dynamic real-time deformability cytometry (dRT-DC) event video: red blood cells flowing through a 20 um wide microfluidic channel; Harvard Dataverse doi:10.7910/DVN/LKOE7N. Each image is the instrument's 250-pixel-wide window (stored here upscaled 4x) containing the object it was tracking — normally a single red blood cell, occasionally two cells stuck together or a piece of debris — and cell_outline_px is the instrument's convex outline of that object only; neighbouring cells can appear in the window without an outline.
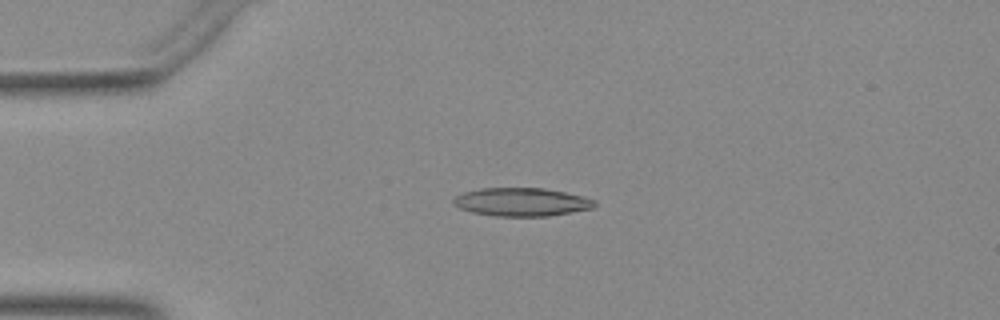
{"species": "Egyptian fruit bat (a non-hibernating species)", "species_latin": "Rousettus aegyptiacus", "temperature_condition": "warm", "stored_images_in_passage": 50, "camera_frame_rate_fps": 3000, "um_per_image_px": 0.085, "animal": {"sex": "female"}, "frame": {"image": 1, "passage_image": 12, "time_ms": 3.667, "image_size_px": [1000, 320], "cell_outline_px": [[596, 204], [592, 208], [548, 216], [496, 216], [472, 212], [460, 208], [452, 204], [452, 200], [456, 196], [464, 192], [480, 188], [544, 188], [584, 196], [596, 200]], "centroid_in_image_um": [44.32, 17.16], "position_along_channel_um": 40.7, "area_um2": 23.24}}
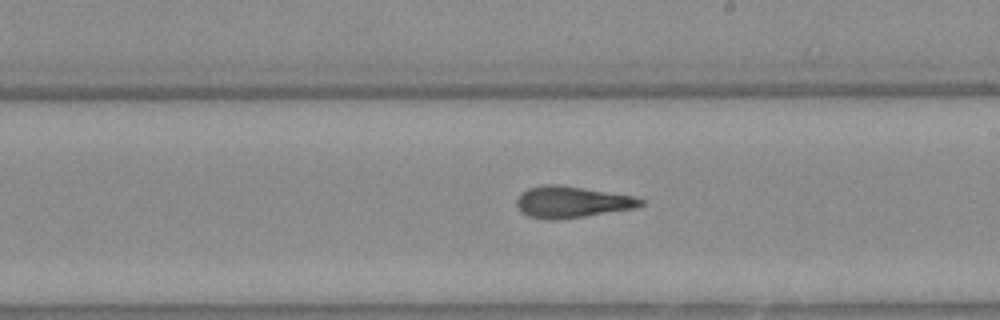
{"frame": {"image": 2, "passage_image": 29, "time_ms": 9.333, "image_size_px": [1000, 320], "cell_outline_px": [[644, 204], [636, 208], [580, 216], [528, 216], [520, 212], [516, 204], [516, 196], [520, 192], [528, 188], [544, 184], [560, 184], [632, 196], [644, 200]], "centroid_in_image_um": [48.58, 17.11], "position_along_channel_um": 240.4, "area_um2": 21.85}}
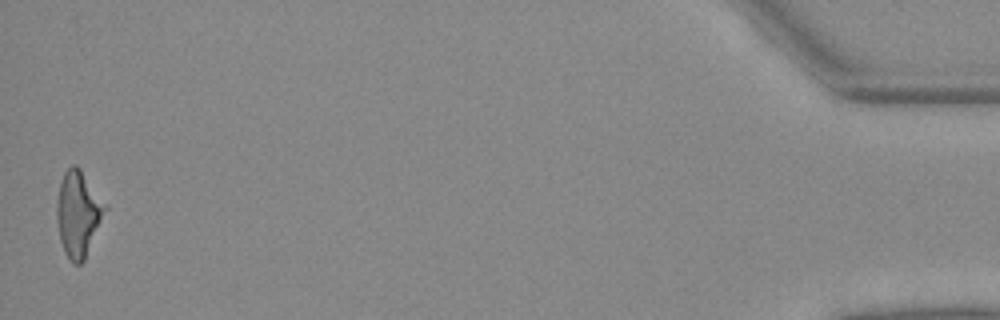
{"frame": {"image": 3, "passage_image": 50, "time_ms": 16.333, "image_size_px": [1000, 320], "cell_outline_px": [[108, 208], [84, 260], [80, 264], [72, 264], [64, 252], [60, 240], [56, 220], [56, 204], [60, 184], [64, 172], [72, 164], [76, 164], [80, 168], [108, 204]], "centroid_in_image_um": [6.66, 18.15], "position_along_channel_um": 428.5, "area_um2": 24.45}}